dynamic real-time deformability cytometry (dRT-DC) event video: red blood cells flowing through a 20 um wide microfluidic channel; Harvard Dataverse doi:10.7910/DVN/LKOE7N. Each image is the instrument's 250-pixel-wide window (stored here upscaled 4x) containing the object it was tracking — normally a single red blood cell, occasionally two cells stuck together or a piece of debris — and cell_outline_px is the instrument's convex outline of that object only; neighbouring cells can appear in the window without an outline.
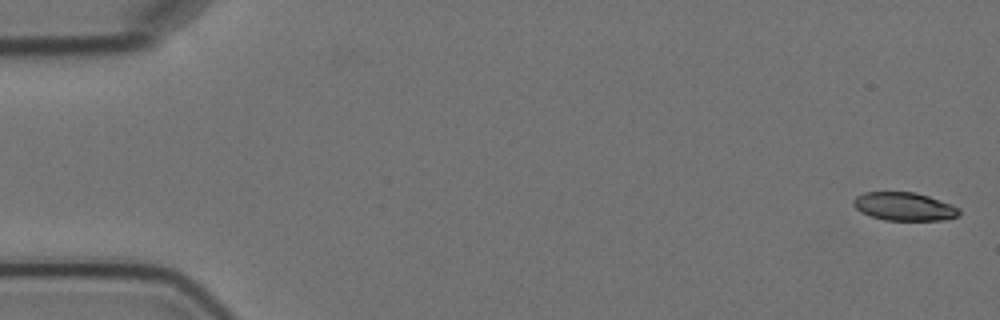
{"species": "Egyptian fruit bat (a non-hibernating species)", "species_latin": "Rousettus aegyptiacus", "temperature_condition": "cold", "stored_images_in_passage": 5, "camera_frame_rate_fps": 3000, "um_per_image_px": 0.085, "animal": {"sex": "female"}, "frame": {"image": 1, "passage_image": 1, "time_ms": 0.0, "image_size_px": [1000, 320], "cell_outline_px": [[960, 212], [956, 216], [944, 220], [884, 220], [860, 212], [852, 204], [852, 200], [856, 196], [864, 192], [916, 192], [952, 204], [960, 208]], "centroid_in_image_um": [76.84, 17.55], "position_along_channel_um": 8.2, "area_um2": 17.46}}
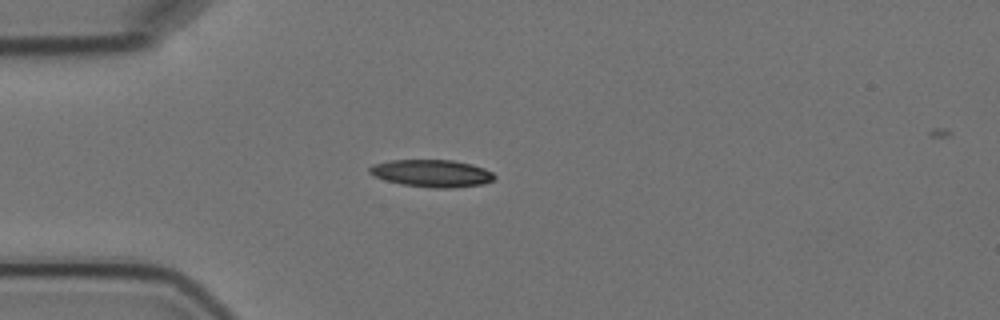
{"frame": {"image": 2, "passage_image": 5, "time_ms": 4.667, "image_size_px": [1000, 320], "cell_outline_px": [[496, 176], [492, 180], [484, 184], [452, 188], [432, 188], [400, 184], [384, 180], [368, 172], [368, 168], [372, 164], [392, 160], [452, 160], [472, 164], [484, 168], [492, 172]], "centroid_in_image_um": [36.7, 14.73], "position_along_channel_um": 48.3, "area_um2": 20.0}}